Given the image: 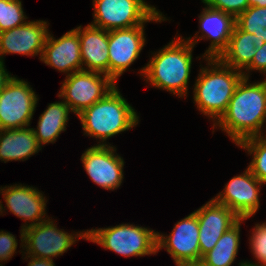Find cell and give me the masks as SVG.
Instances as JSON below:
<instances>
[{
    "instance_id": "cell-1",
    "label": "cell",
    "mask_w": 266,
    "mask_h": 266,
    "mask_svg": "<svg viewBox=\"0 0 266 266\" xmlns=\"http://www.w3.org/2000/svg\"><path fill=\"white\" fill-rule=\"evenodd\" d=\"M243 77L222 117L213 125L227 133L238 145L241 141L259 136L266 121V79L249 83Z\"/></svg>"
},
{
    "instance_id": "cell-2",
    "label": "cell",
    "mask_w": 266,
    "mask_h": 266,
    "mask_svg": "<svg viewBox=\"0 0 266 266\" xmlns=\"http://www.w3.org/2000/svg\"><path fill=\"white\" fill-rule=\"evenodd\" d=\"M193 48L186 39L176 36L175 40L173 38L169 44L153 53L139 74L151 86L183 98L188 92Z\"/></svg>"
},
{
    "instance_id": "cell-3",
    "label": "cell",
    "mask_w": 266,
    "mask_h": 266,
    "mask_svg": "<svg viewBox=\"0 0 266 266\" xmlns=\"http://www.w3.org/2000/svg\"><path fill=\"white\" fill-rule=\"evenodd\" d=\"M194 84L193 100L198 110L213 119V125L225 113L235 89L244 77L239 70L222 63L218 58H205ZM210 66V67H209Z\"/></svg>"
},
{
    "instance_id": "cell-4",
    "label": "cell",
    "mask_w": 266,
    "mask_h": 266,
    "mask_svg": "<svg viewBox=\"0 0 266 266\" xmlns=\"http://www.w3.org/2000/svg\"><path fill=\"white\" fill-rule=\"evenodd\" d=\"M77 116L84 134L100 139L98 145H107L106 140L139 123L137 112L120 94L118 86Z\"/></svg>"
},
{
    "instance_id": "cell-5",
    "label": "cell",
    "mask_w": 266,
    "mask_h": 266,
    "mask_svg": "<svg viewBox=\"0 0 266 266\" xmlns=\"http://www.w3.org/2000/svg\"><path fill=\"white\" fill-rule=\"evenodd\" d=\"M87 231V240L125 257L156 254L158 232L135 226L119 224L107 228H93Z\"/></svg>"
},
{
    "instance_id": "cell-6",
    "label": "cell",
    "mask_w": 266,
    "mask_h": 266,
    "mask_svg": "<svg viewBox=\"0 0 266 266\" xmlns=\"http://www.w3.org/2000/svg\"><path fill=\"white\" fill-rule=\"evenodd\" d=\"M168 20L156 11L143 25L108 31L109 77L117 79L138 59L146 44L144 25Z\"/></svg>"
},
{
    "instance_id": "cell-7",
    "label": "cell",
    "mask_w": 266,
    "mask_h": 266,
    "mask_svg": "<svg viewBox=\"0 0 266 266\" xmlns=\"http://www.w3.org/2000/svg\"><path fill=\"white\" fill-rule=\"evenodd\" d=\"M115 86L116 83L104 73L81 70L66 75L58 97L69 105L74 114L79 115Z\"/></svg>"
},
{
    "instance_id": "cell-8",
    "label": "cell",
    "mask_w": 266,
    "mask_h": 266,
    "mask_svg": "<svg viewBox=\"0 0 266 266\" xmlns=\"http://www.w3.org/2000/svg\"><path fill=\"white\" fill-rule=\"evenodd\" d=\"M78 238L87 240V231L68 233L64 229L57 228V224H54L51 218H47L23 230V250L26 252L21 250V253H24L23 256L57 258L67 252L78 241Z\"/></svg>"
},
{
    "instance_id": "cell-9",
    "label": "cell",
    "mask_w": 266,
    "mask_h": 266,
    "mask_svg": "<svg viewBox=\"0 0 266 266\" xmlns=\"http://www.w3.org/2000/svg\"><path fill=\"white\" fill-rule=\"evenodd\" d=\"M90 23L107 31L143 25L156 11L145 0H93Z\"/></svg>"
},
{
    "instance_id": "cell-10",
    "label": "cell",
    "mask_w": 266,
    "mask_h": 266,
    "mask_svg": "<svg viewBox=\"0 0 266 266\" xmlns=\"http://www.w3.org/2000/svg\"><path fill=\"white\" fill-rule=\"evenodd\" d=\"M38 100L28 82L13 76L0 93V129L30 126Z\"/></svg>"
},
{
    "instance_id": "cell-11",
    "label": "cell",
    "mask_w": 266,
    "mask_h": 266,
    "mask_svg": "<svg viewBox=\"0 0 266 266\" xmlns=\"http://www.w3.org/2000/svg\"><path fill=\"white\" fill-rule=\"evenodd\" d=\"M111 145H94L81 156V161L90 179L101 188L116 190L124 179V160Z\"/></svg>"
},
{
    "instance_id": "cell-12",
    "label": "cell",
    "mask_w": 266,
    "mask_h": 266,
    "mask_svg": "<svg viewBox=\"0 0 266 266\" xmlns=\"http://www.w3.org/2000/svg\"><path fill=\"white\" fill-rule=\"evenodd\" d=\"M198 237V218L192 212L178 221L169 235L166 234L165 236V234L158 232V252L165 248L175 264L200 262L201 251Z\"/></svg>"
},
{
    "instance_id": "cell-13",
    "label": "cell",
    "mask_w": 266,
    "mask_h": 266,
    "mask_svg": "<svg viewBox=\"0 0 266 266\" xmlns=\"http://www.w3.org/2000/svg\"><path fill=\"white\" fill-rule=\"evenodd\" d=\"M263 185L249 168L241 175H237L225 184L223 191L213 199L227 206L240 219L251 218L260 207L259 193Z\"/></svg>"
},
{
    "instance_id": "cell-14",
    "label": "cell",
    "mask_w": 266,
    "mask_h": 266,
    "mask_svg": "<svg viewBox=\"0 0 266 266\" xmlns=\"http://www.w3.org/2000/svg\"><path fill=\"white\" fill-rule=\"evenodd\" d=\"M0 193H2L7 209L25 221L20 230V248H23V230L49 218L45 215L47 214L45 208L47 199L37 188L24 184L0 187Z\"/></svg>"
},
{
    "instance_id": "cell-15",
    "label": "cell",
    "mask_w": 266,
    "mask_h": 266,
    "mask_svg": "<svg viewBox=\"0 0 266 266\" xmlns=\"http://www.w3.org/2000/svg\"><path fill=\"white\" fill-rule=\"evenodd\" d=\"M47 23L43 20H27L21 26L0 32V61L4 62V56L10 53L32 57L39 55L41 60L49 33Z\"/></svg>"
},
{
    "instance_id": "cell-16",
    "label": "cell",
    "mask_w": 266,
    "mask_h": 266,
    "mask_svg": "<svg viewBox=\"0 0 266 266\" xmlns=\"http://www.w3.org/2000/svg\"><path fill=\"white\" fill-rule=\"evenodd\" d=\"M205 6L198 17L199 30L202 31V35L200 36L199 32H196L193 38L189 37L186 40L193 46L205 38V40H211L210 46L202 57L203 59L218 58L227 48L235 26V17L229 13Z\"/></svg>"
},
{
    "instance_id": "cell-17",
    "label": "cell",
    "mask_w": 266,
    "mask_h": 266,
    "mask_svg": "<svg viewBox=\"0 0 266 266\" xmlns=\"http://www.w3.org/2000/svg\"><path fill=\"white\" fill-rule=\"evenodd\" d=\"M199 223V246L201 258L211 251L224 232L233 227L240 218L227 206L213 198L195 210Z\"/></svg>"
},
{
    "instance_id": "cell-18",
    "label": "cell",
    "mask_w": 266,
    "mask_h": 266,
    "mask_svg": "<svg viewBox=\"0 0 266 266\" xmlns=\"http://www.w3.org/2000/svg\"><path fill=\"white\" fill-rule=\"evenodd\" d=\"M40 61L67 75L83 70L77 31L72 29L58 39L49 32Z\"/></svg>"
},
{
    "instance_id": "cell-19",
    "label": "cell",
    "mask_w": 266,
    "mask_h": 266,
    "mask_svg": "<svg viewBox=\"0 0 266 266\" xmlns=\"http://www.w3.org/2000/svg\"><path fill=\"white\" fill-rule=\"evenodd\" d=\"M74 28L79 34L83 70L109 76L108 31L88 24Z\"/></svg>"
},
{
    "instance_id": "cell-20",
    "label": "cell",
    "mask_w": 266,
    "mask_h": 266,
    "mask_svg": "<svg viewBox=\"0 0 266 266\" xmlns=\"http://www.w3.org/2000/svg\"><path fill=\"white\" fill-rule=\"evenodd\" d=\"M42 147L34 135L33 128L0 129V160L25 161L37 154Z\"/></svg>"
},
{
    "instance_id": "cell-21",
    "label": "cell",
    "mask_w": 266,
    "mask_h": 266,
    "mask_svg": "<svg viewBox=\"0 0 266 266\" xmlns=\"http://www.w3.org/2000/svg\"><path fill=\"white\" fill-rule=\"evenodd\" d=\"M257 43L253 33H247L234 26L227 48L218 59L227 66L243 72L255 56Z\"/></svg>"
},
{
    "instance_id": "cell-22",
    "label": "cell",
    "mask_w": 266,
    "mask_h": 266,
    "mask_svg": "<svg viewBox=\"0 0 266 266\" xmlns=\"http://www.w3.org/2000/svg\"><path fill=\"white\" fill-rule=\"evenodd\" d=\"M70 112L72 111L69 105L63 100L48 104L47 109L39 117L37 128H33L41 147L47 143H55L59 135L66 131Z\"/></svg>"
},
{
    "instance_id": "cell-23",
    "label": "cell",
    "mask_w": 266,
    "mask_h": 266,
    "mask_svg": "<svg viewBox=\"0 0 266 266\" xmlns=\"http://www.w3.org/2000/svg\"><path fill=\"white\" fill-rule=\"evenodd\" d=\"M240 219L233 227L223 233L211 251L204 254L200 262L205 266H231L240 246Z\"/></svg>"
},
{
    "instance_id": "cell-24",
    "label": "cell",
    "mask_w": 266,
    "mask_h": 266,
    "mask_svg": "<svg viewBox=\"0 0 266 266\" xmlns=\"http://www.w3.org/2000/svg\"><path fill=\"white\" fill-rule=\"evenodd\" d=\"M235 25L242 31L253 33L260 48L266 42V7H248L235 18Z\"/></svg>"
},
{
    "instance_id": "cell-25",
    "label": "cell",
    "mask_w": 266,
    "mask_h": 266,
    "mask_svg": "<svg viewBox=\"0 0 266 266\" xmlns=\"http://www.w3.org/2000/svg\"><path fill=\"white\" fill-rule=\"evenodd\" d=\"M238 147L247 150L248 154L252 156V160L248 165V168L252 174L261 181L264 185L266 184V141L259 136L250 137L241 141Z\"/></svg>"
},
{
    "instance_id": "cell-26",
    "label": "cell",
    "mask_w": 266,
    "mask_h": 266,
    "mask_svg": "<svg viewBox=\"0 0 266 266\" xmlns=\"http://www.w3.org/2000/svg\"><path fill=\"white\" fill-rule=\"evenodd\" d=\"M20 0H0V32L25 24L28 19Z\"/></svg>"
},
{
    "instance_id": "cell-27",
    "label": "cell",
    "mask_w": 266,
    "mask_h": 266,
    "mask_svg": "<svg viewBox=\"0 0 266 266\" xmlns=\"http://www.w3.org/2000/svg\"><path fill=\"white\" fill-rule=\"evenodd\" d=\"M249 239L251 252L258 261L253 263L245 261V266H261L266 261V222L255 224Z\"/></svg>"
},
{
    "instance_id": "cell-28",
    "label": "cell",
    "mask_w": 266,
    "mask_h": 266,
    "mask_svg": "<svg viewBox=\"0 0 266 266\" xmlns=\"http://www.w3.org/2000/svg\"><path fill=\"white\" fill-rule=\"evenodd\" d=\"M210 8L233 15L235 18L243 13L248 7V0H201Z\"/></svg>"
},
{
    "instance_id": "cell-29",
    "label": "cell",
    "mask_w": 266,
    "mask_h": 266,
    "mask_svg": "<svg viewBox=\"0 0 266 266\" xmlns=\"http://www.w3.org/2000/svg\"><path fill=\"white\" fill-rule=\"evenodd\" d=\"M18 246L16 237L10 232L0 231V264L7 262L14 256ZM2 262V263H1Z\"/></svg>"
},
{
    "instance_id": "cell-30",
    "label": "cell",
    "mask_w": 266,
    "mask_h": 266,
    "mask_svg": "<svg viewBox=\"0 0 266 266\" xmlns=\"http://www.w3.org/2000/svg\"><path fill=\"white\" fill-rule=\"evenodd\" d=\"M250 70H257L266 75V42L260 48H257L252 63L242 72L244 77H250Z\"/></svg>"
},
{
    "instance_id": "cell-31",
    "label": "cell",
    "mask_w": 266,
    "mask_h": 266,
    "mask_svg": "<svg viewBox=\"0 0 266 266\" xmlns=\"http://www.w3.org/2000/svg\"><path fill=\"white\" fill-rule=\"evenodd\" d=\"M24 259L30 258L28 262V266H55L53 260L54 259H46V258H40V257H33L30 255H27L26 257H23Z\"/></svg>"
},
{
    "instance_id": "cell-32",
    "label": "cell",
    "mask_w": 266,
    "mask_h": 266,
    "mask_svg": "<svg viewBox=\"0 0 266 266\" xmlns=\"http://www.w3.org/2000/svg\"><path fill=\"white\" fill-rule=\"evenodd\" d=\"M4 64V62L0 61V93L12 78V75L8 73Z\"/></svg>"
},
{
    "instance_id": "cell-33",
    "label": "cell",
    "mask_w": 266,
    "mask_h": 266,
    "mask_svg": "<svg viewBox=\"0 0 266 266\" xmlns=\"http://www.w3.org/2000/svg\"><path fill=\"white\" fill-rule=\"evenodd\" d=\"M249 7H266V0H248Z\"/></svg>"
},
{
    "instance_id": "cell-34",
    "label": "cell",
    "mask_w": 266,
    "mask_h": 266,
    "mask_svg": "<svg viewBox=\"0 0 266 266\" xmlns=\"http://www.w3.org/2000/svg\"><path fill=\"white\" fill-rule=\"evenodd\" d=\"M182 266H205L201 262H193V263H182Z\"/></svg>"
},
{
    "instance_id": "cell-35",
    "label": "cell",
    "mask_w": 266,
    "mask_h": 266,
    "mask_svg": "<svg viewBox=\"0 0 266 266\" xmlns=\"http://www.w3.org/2000/svg\"><path fill=\"white\" fill-rule=\"evenodd\" d=\"M1 203H2V201H0V215L3 214V211H4V210H6V209H3V208H5V207H3V204H1Z\"/></svg>"
},
{
    "instance_id": "cell-36",
    "label": "cell",
    "mask_w": 266,
    "mask_h": 266,
    "mask_svg": "<svg viewBox=\"0 0 266 266\" xmlns=\"http://www.w3.org/2000/svg\"><path fill=\"white\" fill-rule=\"evenodd\" d=\"M265 123H266V121H265ZM264 132H266V131H264ZM259 137L266 141V135L263 132L259 135Z\"/></svg>"
},
{
    "instance_id": "cell-37",
    "label": "cell",
    "mask_w": 266,
    "mask_h": 266,
    "mask_svg": "<svg viewBox=\"0 0 266 266\" xmlns=\"http://www.w3.org/2000/svg\"><path fill=\"white\" fill-rule=\"evenodd\" d=\"M244 263H245V261L243 260V262L241 261V263H239L238 265H239V266H245Z\"/></svg>"
}]
</instances>
